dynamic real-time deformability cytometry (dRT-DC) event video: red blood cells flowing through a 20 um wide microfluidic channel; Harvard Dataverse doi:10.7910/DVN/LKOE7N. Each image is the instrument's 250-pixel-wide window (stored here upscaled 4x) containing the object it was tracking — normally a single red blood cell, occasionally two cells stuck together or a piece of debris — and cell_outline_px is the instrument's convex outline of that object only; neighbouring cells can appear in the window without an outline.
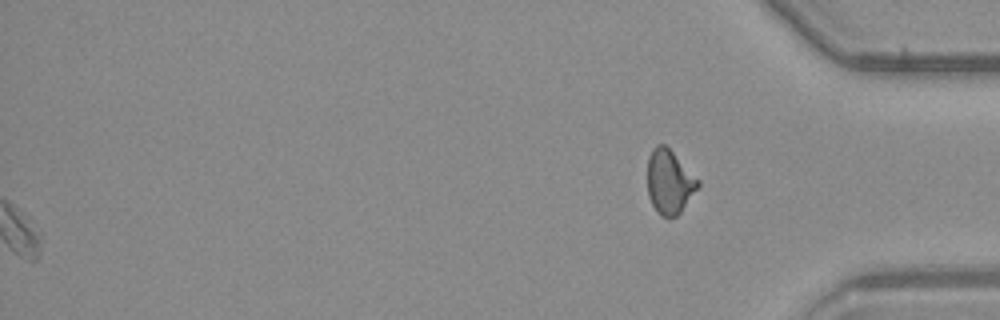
{"species": "common noctule bat (a hibernating species)", "species_latin": "Nyctalus noctula", "temperature_condition": "warm", "stored_images_in_passage": 47, "segment_of_instrument_passage": [2, 2], "camera_frame_rate_fps": 3000, "um_per_image_px": 0.085, "animal": {"sex": "male", "body_mass_g": 23.1, "forearm_length_mm": 52.7}, "frame": {"image": 1, "passage_image": 47, "time_ms": 15.333, "image_size_px": [1000, 320], "cell_outline_px": [[700, 184], [680, 212], [676, 216], [660, 216], [656, 212], [648, 196], [648, 156], [652, 148], [656, 144], [664, 144], [700, 180]], "centroid_in_image_um": [56.88, 15.45], "position_along_channel_um": 378.3, "area_um2": 18.67}}